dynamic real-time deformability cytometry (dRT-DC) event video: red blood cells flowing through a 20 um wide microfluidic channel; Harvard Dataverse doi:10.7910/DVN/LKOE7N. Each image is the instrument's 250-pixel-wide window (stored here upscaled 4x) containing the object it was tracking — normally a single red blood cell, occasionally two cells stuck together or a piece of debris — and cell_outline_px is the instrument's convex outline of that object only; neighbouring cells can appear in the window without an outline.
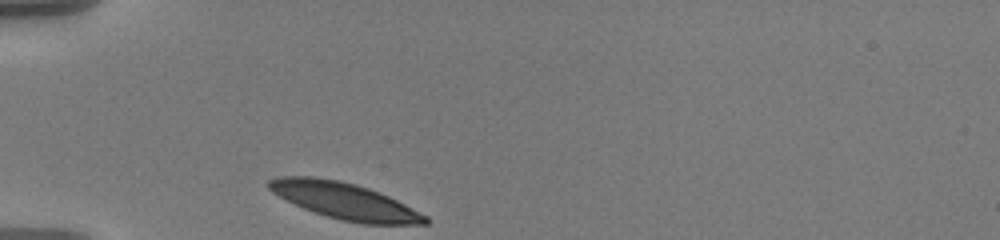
{"species": "human", "species_latin": "Homo sapiens", "temperature_condition": "warm", "stored_images_in_passage": 32, "camera_frame_rate_fps": 3000, "um_per_image_px": 0.085, "donor": {"sex": "male"}, "frame": {"image": 1, "passage_image": 1, "time_ms": 0.0, "image_size_px": [1000, 240], "cell_outline_px": [[428, 224], [364, 224], [340, 220], [304, 208], [272, 192], [264, 184], [268, 180], [280, 176], [312, 176], [340, 180], [356, 184], [380, 192], [428, 216]], "centroid_in_image_um": [29.28, 17.06], "position_along_channel_um": 55.7, "area_um2": 33.06}}
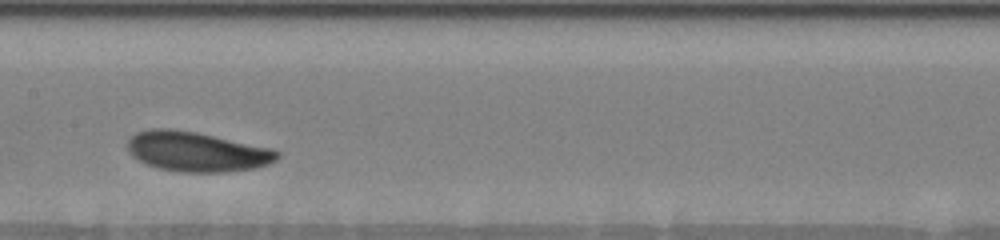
{"frame": {"image": 2, "passage_image": 14, "time_ms": 4.333, "image_size_px": [1000, 240], "cell_outline_px": [[280, 156], [276, 160], [268, 164], [256, 168], [228, 172], [180, 172], [160, 168], [148, 164], [132, 156], [128, 152], [128, 140], [136, 132], [152, 128], [172, 128], [196, 132], [272, 148], [280, 152]], "centroid_in_image_um": [16.75, 12.88], "position_along_channel_um": 190.7, "area_um2": 34.8}}
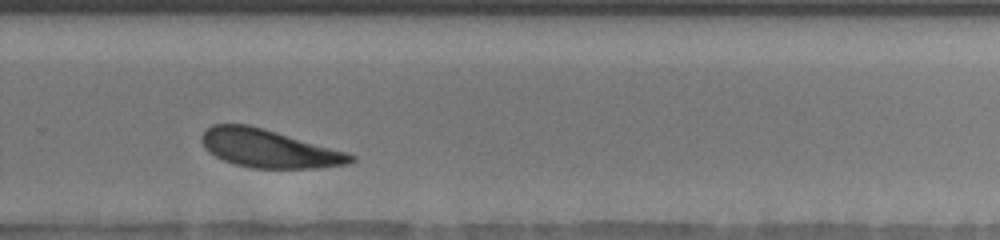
{"frame": {"image": 3, "passage_image": 24, "time_ms": 7.667, "image_size_px": [1000, 240], "cell_outline_px": [[356, 160], [348, 164], [316, 168], [252, 168], [236, 164], [224, 160], [208, 152], [204, 148], [200, 140], [200, 136], [212, 124], [248, 124], [264, 128], [348, 152], [356, 156]], "centroid_in_image_um": [22.86, 12.62], "position_along_channel_um": 306.9, "area_um2": 33.23}, "authors_computed_cell_mechanics": {"area_um2": 33.6107, "velocity_mm_per_s": 3.4998, "shape_relaxation_time_tau1_ms": 1.9292, "shape_relaxation_time_tau2_ms": null, "deformation_change_tau1": 0.0881, "deformation_change_tau2": null}}